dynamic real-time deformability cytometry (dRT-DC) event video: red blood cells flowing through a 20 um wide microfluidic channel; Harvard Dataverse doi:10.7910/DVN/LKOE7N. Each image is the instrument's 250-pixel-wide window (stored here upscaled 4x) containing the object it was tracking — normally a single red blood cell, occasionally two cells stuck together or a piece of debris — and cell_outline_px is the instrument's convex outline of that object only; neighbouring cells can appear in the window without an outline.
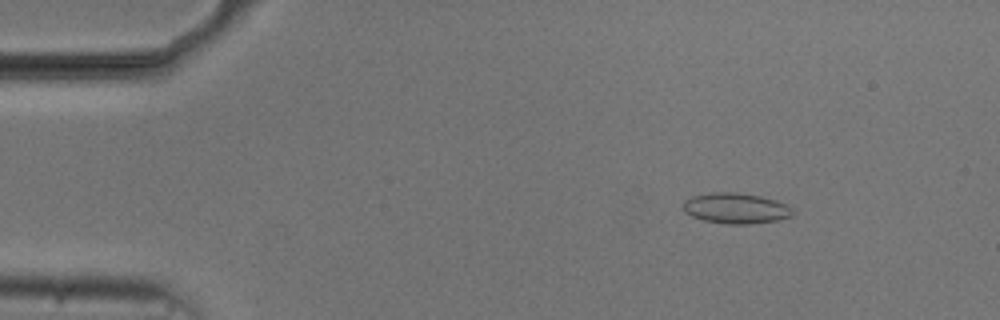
{"species": "common noctule bat (a hibernating species)", "species_latin": "Nyctalus noctula", "temperature_condition": "cold", "stored_images_in_passage": 47, "camera_frame_rate_fps": 3000, "um_per_image_px": 0.085, "animal": {"sex": "male", "body_mass_g": 20.5, "forearm_length_mm": 52.5}, "frame": {"image": 1, "passage_image": 7, "time_ms": 2.0, "image_size_px": [1000, 320], "cell_outline_px": [[792, 216], [776, 220], [752, 224], [728, 224], [704, 220], [692, 216], [684, 212], [680, 208], [684, 200], [692, 196], [712, 192], [736, 192], [760, 196], [776, 200], [788, 204], [792, 208]], "centroid_in_image_um": [62.51, 17.69], "position_along_channel_um": 22.5, "area_um2": 19.71}}
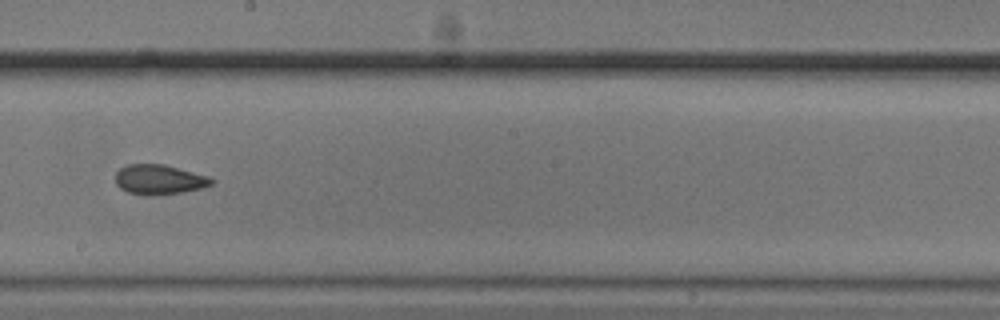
{"frame": {"image": 2, "passage_image": 30, "time_ms": 9.667, "image_size_px": [1000, 320], "cell_outline_px": [[216, 180], [212, 184], [200, 188], [184, 192], [148, 196], [128, 192], [120, 188], [116, 184], [116, 172], [120, 168], [128, 164], [164, 164], [208, 176]], "centroid_in_image_um": [13.53, 15.26], "position_along_channel_um": 234.7, "area_um2": 16.7}}
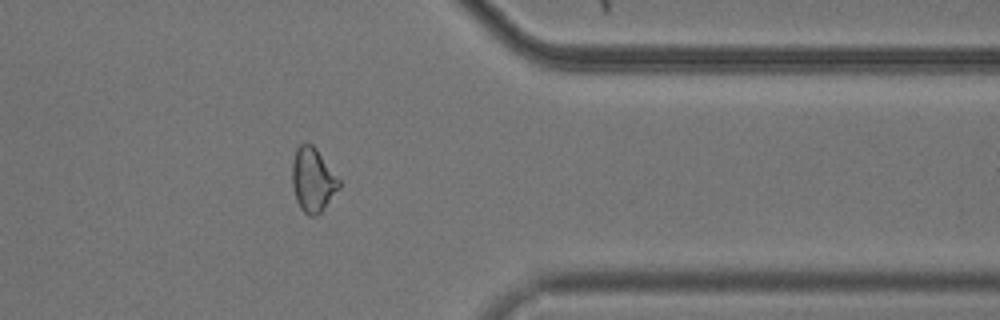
{"frame": {"image": 3, "passage_image": 43, "time_ms": 14.0, "image_size_px": [1000, 320], "cell_outline_px": [[340, 188], [324, 208], [316, 216], [308, 216], [300, 208], [296, 200], [292, 184], [292, 160], [296, 148], [300, 144], [312, 144], [316, 148], [340, 180]], "centroid_in_image_um": [26.58, 15.3], "position_along_channel_um": 384.8, "area_um2": 17.51}, "authors_computed_cell_mechanics": {"area_um2": 17.5134, "velocity_mm_per_s": 3.7449, "shape_relaxation_time_tau1_ms": 11.0533, "shape_relaxation_time_tau2_ms": 3.0896, "deformation_change_tau1": 0.1451, "deformation_change_tau2": 0.0738}}